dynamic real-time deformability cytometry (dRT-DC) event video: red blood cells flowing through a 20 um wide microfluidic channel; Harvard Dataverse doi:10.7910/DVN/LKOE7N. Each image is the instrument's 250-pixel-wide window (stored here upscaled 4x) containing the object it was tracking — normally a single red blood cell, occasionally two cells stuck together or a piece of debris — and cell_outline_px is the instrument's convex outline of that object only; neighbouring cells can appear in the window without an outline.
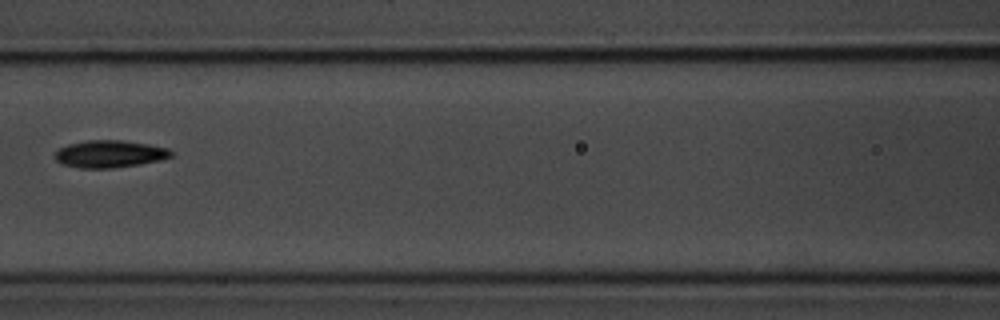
{"species": "common noctule bat (a hibernating species)", "species_latin": "Nyctalus noctula", "temperature_condition": "room temperature", "stored_images_in_passage": 9, "camera_frame_rate_fps": 3000, "um_per_image_px": 0.085, "animal": {"sex": "male", "body_mass_g": 20.1, "forearm_length_mm": 53.5}, "frame": {"image": 1, "passage_image": 7, "time_ms": 7.0, "image_size_px": [1000, 320], "cell_outline_px": [[172, 156], [160, 160], [140, 164], [112, 168], [80, 168], [64, 164], [56, 160], [56, 152], [60, 148], [68, 144], [84, 140], [124, 140], [148, 144], [168, 148], [172, 152]], "centroid_in_image_um": [9.34, 13.07], "position_along_channel_um": 157.3, "area_um2": 18.38}}
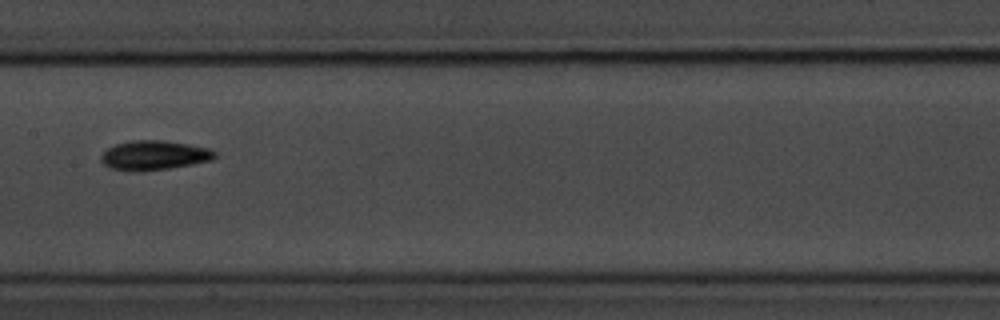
{"frame": {"image": 2, "passage_image": 8, "time_ms": 8.0, "image_size_px": [1000, 320], "cell_outline_px": [[216, 156], [212, 160], [192, 164], [168, 168], [136, 172], [132, 172], [108, 168], [100, 160], [100, 156], [108, 148], [116, 144], [132, 140], [164, 140], [188, 144], [208, 148], [216, 152]], "centroid_in_image_um": [13.07, 13.2], "position_along_channel_um": 194.3, "area_um2": 19.59}}